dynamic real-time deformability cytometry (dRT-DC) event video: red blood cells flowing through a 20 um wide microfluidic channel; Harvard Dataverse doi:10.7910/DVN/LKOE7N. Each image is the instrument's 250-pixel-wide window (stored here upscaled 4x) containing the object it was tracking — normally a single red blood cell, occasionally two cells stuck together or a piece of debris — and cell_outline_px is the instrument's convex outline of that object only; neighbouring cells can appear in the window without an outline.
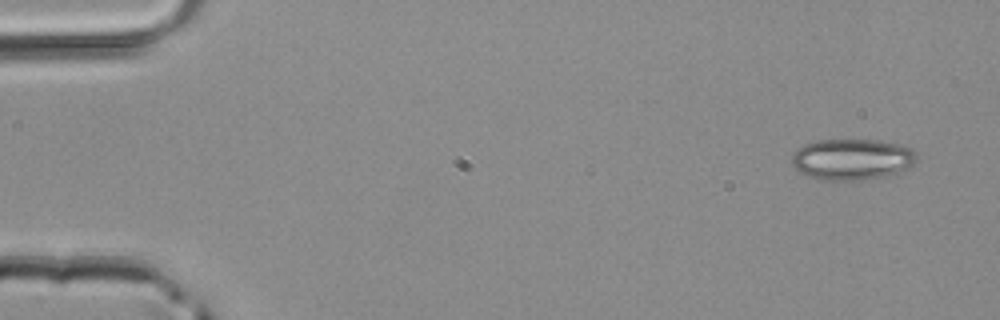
{"species": "common noctule bat (a hibernating species)", "species_latin": "Nyctalus noctula", "temperature_condition": "room temperature", "stored_images_in_passage": 3, "camera_frame_rate_fps": 3000, "um_per_image_px": 0.085, "animal": {"sex": "male", "body_mass_g": 20.4}, "frame": {"image": 1, "passage_image": 1, "time_ms": 0.0, "image_size_px": [1000, 320], "cell_outline_px": [[916, 160], [908, 168], [900, 172], [888, 176], [864, 180], [820, 180], [800, 172], [792, 164], [792, 152], [796, 148], [804, 144], [820, 140], [880, 140], [900, 144], [912, 148], [916, 152]], "centroid_in_image_um": [72.44, 13.54], "position_along_channel_um": 12.6, "area_um2": 30.23}}